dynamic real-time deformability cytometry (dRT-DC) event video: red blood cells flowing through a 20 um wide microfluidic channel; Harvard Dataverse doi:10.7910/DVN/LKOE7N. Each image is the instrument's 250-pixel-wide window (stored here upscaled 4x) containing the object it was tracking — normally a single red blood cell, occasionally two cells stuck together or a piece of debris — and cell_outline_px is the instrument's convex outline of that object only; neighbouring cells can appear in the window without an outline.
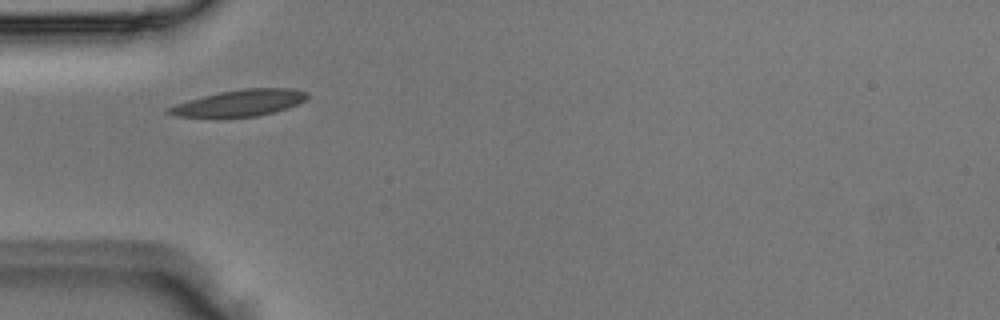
{"species": "Egyptian fruit bat (a non-hibernating species)", "species_latin": "Rousettus aegyptiacus", "temperature_condition": "room temperature", "stored_images_in_passage": 3, "camera_frame_rate_fps": 3000, "um_per_image_px": 0.085, "animal": {"sex": "male"}, "frame": {"image": 1, "passage_image": 1, "time_ms": 0.0, "image_size_px": [1000, 320], "cell_outline_px": [[308, 96], [304, 100], [296, 104], [272, 112], [256, 116], [220, 120], [216, 120], [176, 116], [164, 112], [164, 108], [188, 100], [220, 92], [244, 88], [292, 88], [308, 92]], "centroid_in_image_um": [20.23, 8.8], "position_along_channel_um": 64.8, "area_um2": 22.02}}
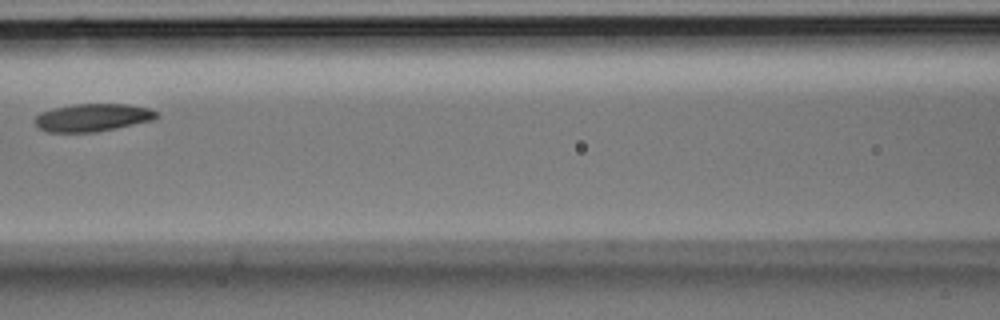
{"frame": {"image": 2, "passage_image": 3, "time_ms": 0.667, "image_size_px": [1000, 320], "cell_outline_px": [[160, 116], [152, 120], [116, 128], [96, 132], [48, 132], [36, 128], [36, 116], [40, 112], [56, 108], [76, 104], [128, 104], [148, 108], [156, 112]], "centroid_in_image_um": [7.86, 10.0], "position_along_channel_um": 158.7, "area_um2": 19.54}}